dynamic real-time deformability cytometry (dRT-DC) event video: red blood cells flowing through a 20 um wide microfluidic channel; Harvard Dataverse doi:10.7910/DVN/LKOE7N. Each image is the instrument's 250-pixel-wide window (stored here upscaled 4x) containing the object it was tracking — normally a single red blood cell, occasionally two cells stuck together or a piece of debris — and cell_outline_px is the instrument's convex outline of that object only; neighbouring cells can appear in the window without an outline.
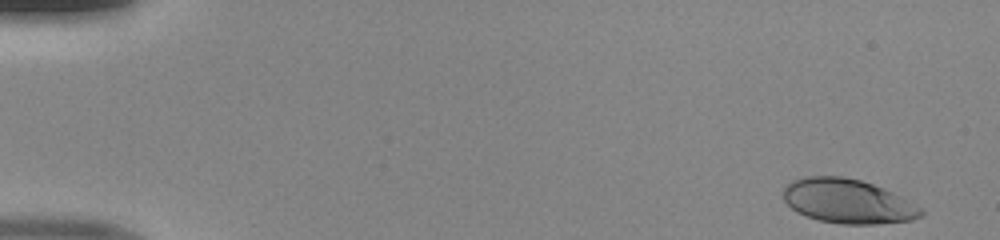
{"species": "human", "species_latin": "Homo sapiens", "temperature_condition": "room temperature", "stored_images_in_passage": 20, "camera_frame_rate_fps": 3000, "um_per_image_px": 0.085, "donor": {"sex": "male"}, "frame": {"image": 1, "passage_image": 1, "time_ms": 0.0, "image_size_px": [1000, 240], "cell_outline_px": [[924, 216], [912, 220], [876, 224], [840, 224], [820, 220], [804, 216], [796, 212], [784, 200], [784, 188], [792, 180], [808, 176], [844, 176], [860, 180], [884, 188], [908, 200], [920, 208], [924, 212]], "centroid_in_image_um": [72.06, 17.11], "position_along_channel_um": 12.9, "area_um2": 35.55}}
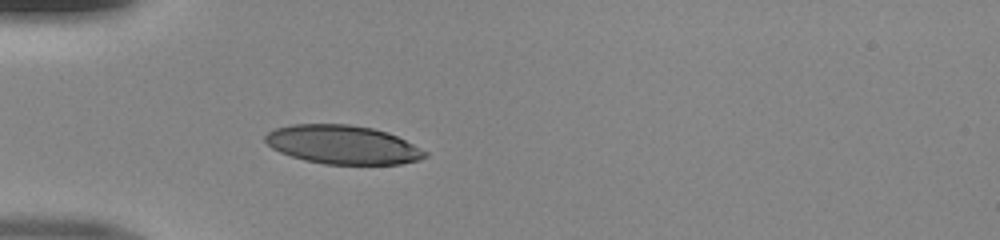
{"frame": {"image": 2, "passage_image": 14, "time_ms": 4.333, "image_size_px": [1000, 240], "cell_outline_px": [[428, 156], [420, 160], [400, 164], [324, 164], [304, 160], [280, 152], [272, 148], [264, 140], [264, 136], [268, 132], [276, 128], [292, 124], [348, 124], [372, 128], [388, 132], [428, 152]], "centroid_in_image_um": [29.13, 12.3], "position_along_channel_um": 55.9, "area_um2": 36.01}}
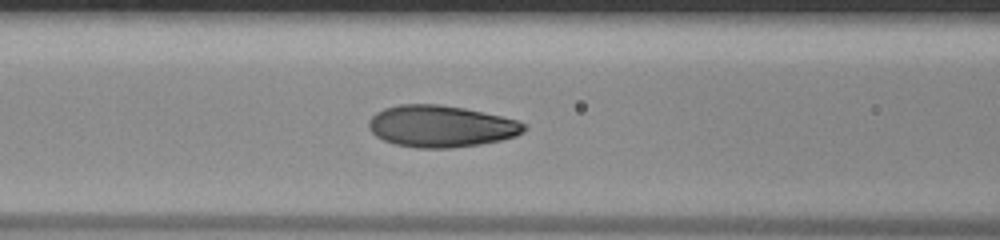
{"frame": {"image": 3, "passage_image": 20, "time_ms": 6.333, "image_size_px": [1000, 240], "cell_outline_px": [[528, 128], [524, 132], [516, 136], [500, 140], [480, 144], [452, 148], [416, 148], [396, 144], [384, 140], [376, 136], [368, 128], [368, 120], [376, 112], [384, 108], [400, 104], [440, 104], [464, 108], [500, 116], [516, 120], [524, 124]], "centroid_in_image_um": [37.46, 10.73], "position_along_channel_um": 129.1, "area_um2": 37.8}}